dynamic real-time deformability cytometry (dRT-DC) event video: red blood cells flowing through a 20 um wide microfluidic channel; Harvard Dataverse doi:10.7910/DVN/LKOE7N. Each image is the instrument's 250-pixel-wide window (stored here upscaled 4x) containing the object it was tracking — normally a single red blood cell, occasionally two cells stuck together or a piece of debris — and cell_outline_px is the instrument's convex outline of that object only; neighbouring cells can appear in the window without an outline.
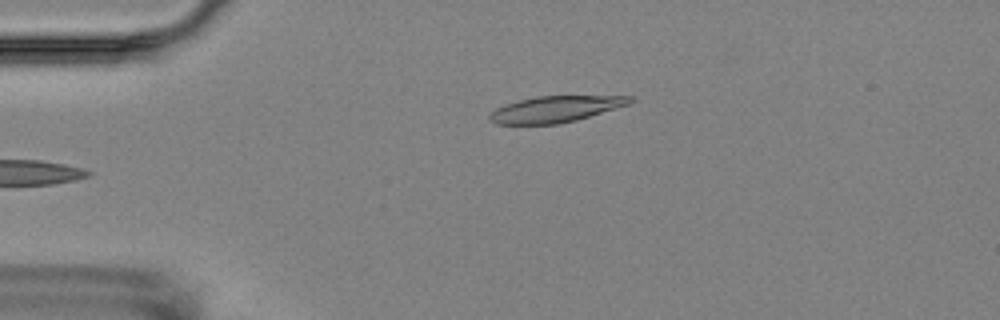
{"species": "Egyptian fruit bat (a non-hibernating species)", "species_latin": "Rousettus aegyptiacus", "temperature_condition": "room temperature", "stored_images_in_passage": 5, "camera_frame_rate_fps": 3000, "um_per_image_px": 0.085, "animal": {"sex": "female"}, "frame": {"image": 1, "passage_image": 5, "time_ms": 5.333, "image_size_px": [1000, 320], "cell_outline_px": [[636, 100], [628, 104], [576, 120], [556, 124], [496, 124], [488, 120], [488, 116], [496, 108], [504, 104], [536, 96], [632, 96]], "centroid_in_image_um": [47.18, 9.27], "position_along_channel_um": 37.8, "area_um2": 21.27}}